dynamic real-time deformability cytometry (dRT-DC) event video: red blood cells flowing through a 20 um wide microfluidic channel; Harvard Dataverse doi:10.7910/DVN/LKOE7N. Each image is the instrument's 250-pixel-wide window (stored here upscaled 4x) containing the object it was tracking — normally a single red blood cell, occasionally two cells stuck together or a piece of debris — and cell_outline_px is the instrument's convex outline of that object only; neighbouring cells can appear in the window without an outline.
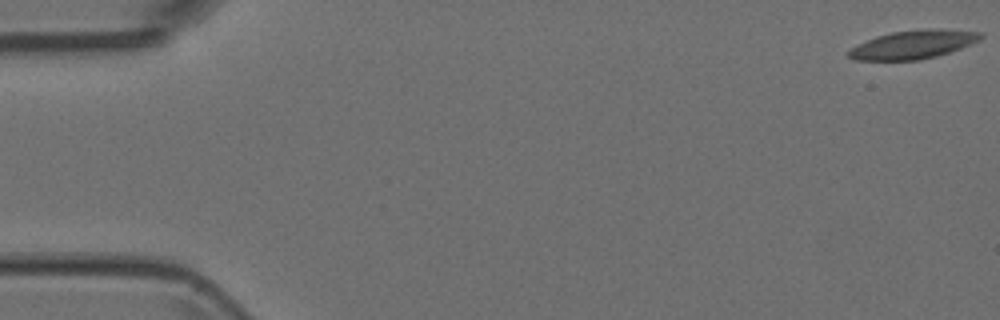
{"species": "Egyptian fruit bat (a non-hibernating species)", "species_latin": "Rousettus aegyptiacus", "temperature_condition": "room temperature", "stored_images_in_passage": 6, "camera_frame_rate_fps": 3000, "um_per_image_px": 0.085, "animal": {"sex": "female"}, "frame": {"image": 1, "passage_image": 1, "time_ms": 0.0, "image_size_px": [1000, 320], "cell_outline_px": [[984, 36], [980, 40], [960, 48], [936, 56], [920, 60], [856, 60], [848, 56], [848, 52], [852, 48], [876, 36], [892, 32], [928, 28], [940, 28], [984, 32]], "centroid_in_image_um": [77.69, 3.77], "position_along_channel_um": 7.3, "area_um2": 21.85}}